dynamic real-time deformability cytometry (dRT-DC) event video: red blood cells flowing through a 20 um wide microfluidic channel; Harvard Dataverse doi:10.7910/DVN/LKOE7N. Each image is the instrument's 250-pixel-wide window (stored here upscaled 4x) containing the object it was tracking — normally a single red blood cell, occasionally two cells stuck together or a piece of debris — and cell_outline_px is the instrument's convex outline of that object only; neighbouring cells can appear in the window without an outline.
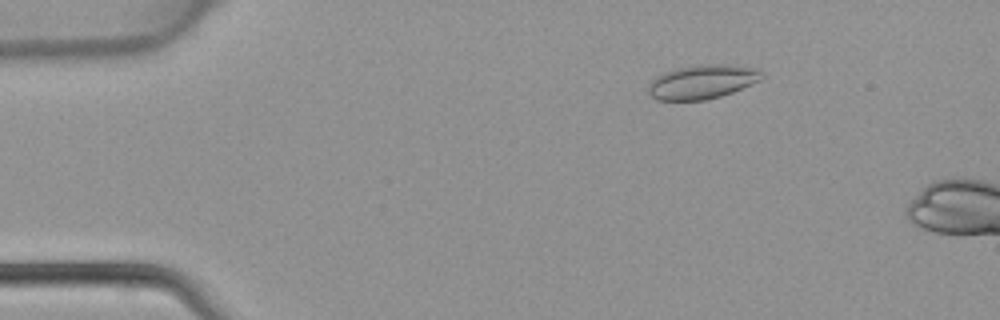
{"species": "common noctule bat (a hibernating species)", "species_latin": "Nyctalus noctula", "temperature_condition": "warm", "stored_images_in_passage": 38, "camera_frame_rate_fps": 3000, "um_per_image_px": 0.085, "animal": {"sex": "female", "body_mass_g": 22.7, "forearm_length_mm": 54.2}, "frame": {"image": 1, "passage_image": 2, "time_ms": 0.333, "image_size_px": [1000, 320], "cell_outline_px": [[764, 76], [760, 80], [732, 92], [720, 96], [704, 100], [656, 100], [648, 92], [648, 84], [656, 76], [672, 68], [704, 64], [728, 64], [760, 68], [764, 72]], "centroid_in_image_um": [59.7, 6.93], "position_along_channel_um": 25.3, "area_um2": 22.77}}
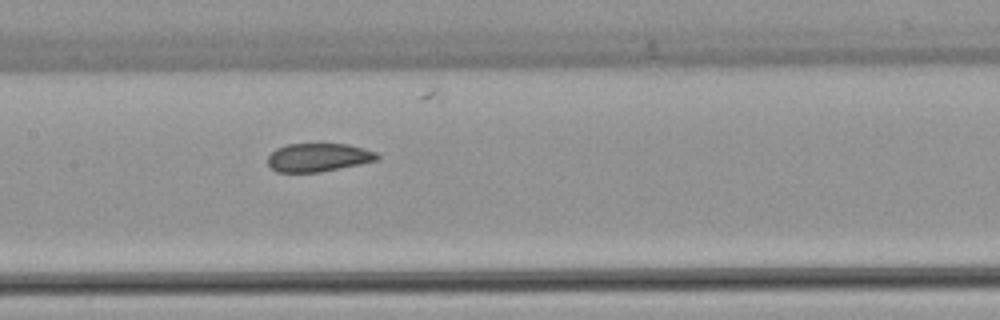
{"frame": {"image": 2, "passage_image": 17, "time_ms": 5.333, "image_size_px": [1000, 320], "cell_outline_px": [[380, 160], [320, 172], [276, 172], [268, 164], [268, 156], [276, 148], [288, 144], [348, 144], [364, 148], [376, 152], [380, 156]], "centroid_in_image_um": [27.08, 13.38], "position_along_channel_um": 180.3, "area_um2": 18.15}}
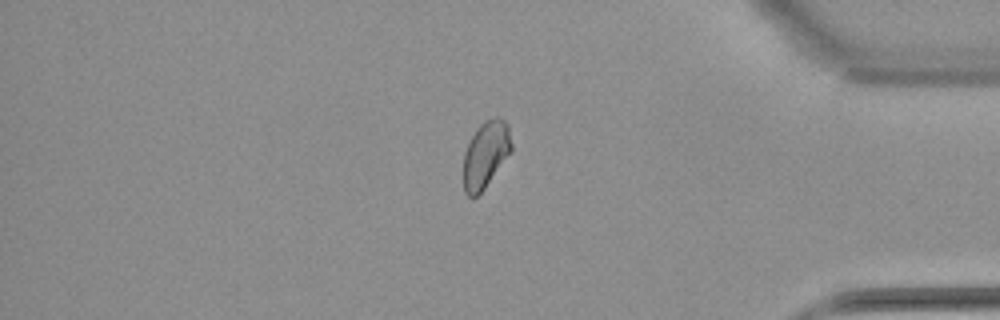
{"frame": {"image": 3, "passage_image": 33, "time_ms": 10.667, "image_size_px": [1000, 320], "cell_outline_px": [[512, 152], [484, 188], [476, 196], [468, 196], [464, 192], [464, 152], [476, 128], [484, 120], [496, 116], [500, 116], [508, 124], [512, 144]], "centroid_in_image_um": [41.3, 13.09], "position_along_channel_um": 393.9, "area_um2": 18.73}}